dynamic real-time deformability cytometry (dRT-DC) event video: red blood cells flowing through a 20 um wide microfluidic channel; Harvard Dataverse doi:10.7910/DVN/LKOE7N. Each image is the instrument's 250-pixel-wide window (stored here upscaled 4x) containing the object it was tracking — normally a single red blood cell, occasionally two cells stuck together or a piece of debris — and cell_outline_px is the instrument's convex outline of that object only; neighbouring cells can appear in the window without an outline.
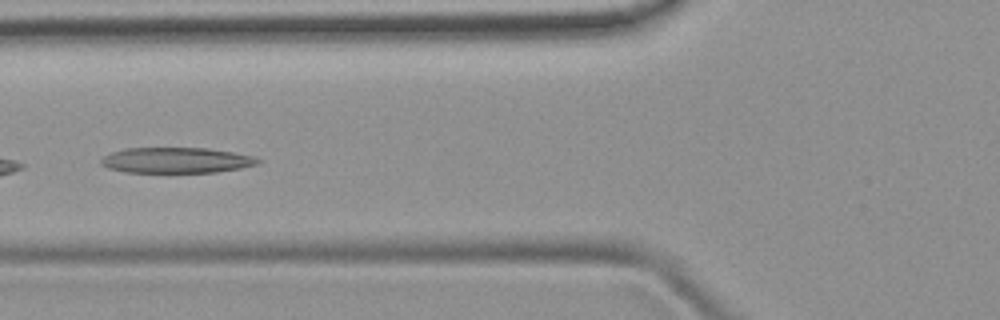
{"species": "common noctule bat (a hibernating species)", "species_latin": "Nyctalus noctula", "temperature_condition": "room temperature", "stored_images_in_passage": 5, "camera_frame_rate_fps": 3000, "um_per_image_px": 0.085, "animal": {"sex": "female", "body_mass_g": 19.9}, "frame": {"image": 1, "passage_image": 5, "time_ms": 4.667, "image_size_px": [1000, 320], "cell_outline_px": [[264, 160], [256, 164], [240, 168], [216, 172], [124, 172], [108, 168], [100, 164], [100, 160], [104, 156], [112, 152], [124, 148], [208, 148], [232, 152], [252, 156]], "centroid_in_image_um": [14.96, 13.62], "position_along_channel_um": 110.8, "area_um2": 23.35}}